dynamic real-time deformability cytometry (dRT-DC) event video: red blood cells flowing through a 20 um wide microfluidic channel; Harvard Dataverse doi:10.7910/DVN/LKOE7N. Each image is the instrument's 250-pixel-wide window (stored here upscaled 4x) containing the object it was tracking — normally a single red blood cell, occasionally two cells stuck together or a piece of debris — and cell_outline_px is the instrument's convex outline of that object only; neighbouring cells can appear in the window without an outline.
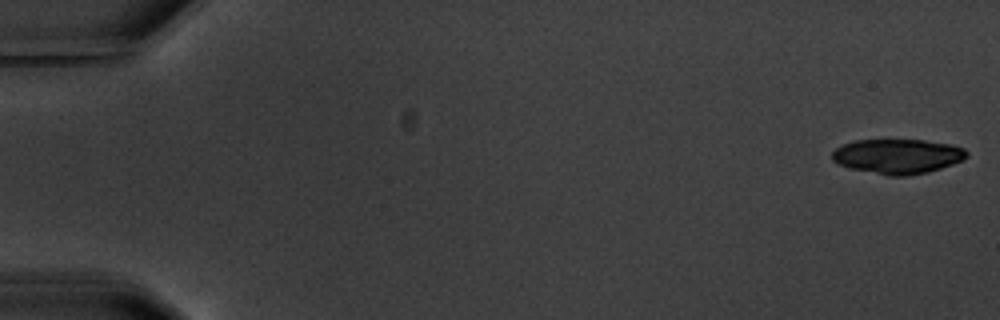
{"species": "common noctule bat (a hibernating species)", "species_latin": "Nyctalus noctula", "temperature_condition": "warm", "stored_images_in_passage": 5, "camera_frame_rate_fps": 3000, "um_per_image_px": 0.085, "animal": {"sex": "male", "body_mass_g": 20.1, "forearm_length_mm": 53.5}, "frame": {"image": 1, "passage_image": 1, "time_ms": 0.0, "image_size_px": [1000, 320], "cell_outline_px": [[968, 156], [964, 160], [928, 172], [908, 176], [888, 176], [848, 168], [836, 164], [832, 160], [832, 152], [836, 148], [852, 140], [924, 140], [952, 144], [964, 148], [968, 152]], "centroid_in_image_um": [76.29, 13.29], "position_along_channel_um": 8.7, "area_um2": 27.57}}